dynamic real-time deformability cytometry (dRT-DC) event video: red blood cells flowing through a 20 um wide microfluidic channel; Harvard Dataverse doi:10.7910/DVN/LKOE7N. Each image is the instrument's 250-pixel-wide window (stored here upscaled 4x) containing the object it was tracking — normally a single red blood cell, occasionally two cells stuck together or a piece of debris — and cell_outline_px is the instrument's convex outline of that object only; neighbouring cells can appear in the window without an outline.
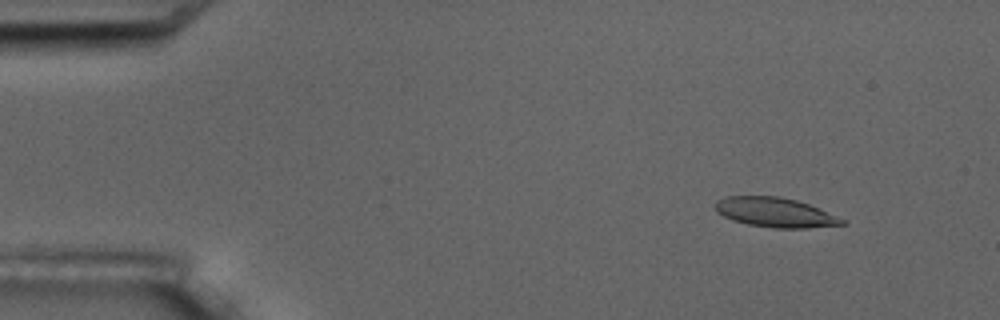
{"species": "common noctule bat (a hibernating species)", "species_latin": "Nyctalus noctula", "temperature_condition": "room temperature", "stored_images_in_passage": 5, "camera_frame_rate_fps": 3000, "um_per_image_px": 0.085, "animal": {"sex": "male", "body_mass_g": 17.5, "forearm_length_mm": 52.3}, "frame": {"image": 1, "passage_image": 2, "time_ms": 1.0, "image_size_px": [1000, 320], "cell_outline_px": [[848, 224], [808, 228], [772, 228], [748, 224], [732, 220], [716, 212], [716, 200], [728, 196], [780, 196], [796, 200], [808, 204], [848, 220]], "centroid_in_image_um": [65.93, 18.06], "position_along_channel_um": 19.1, "area_um2": 21.96}}
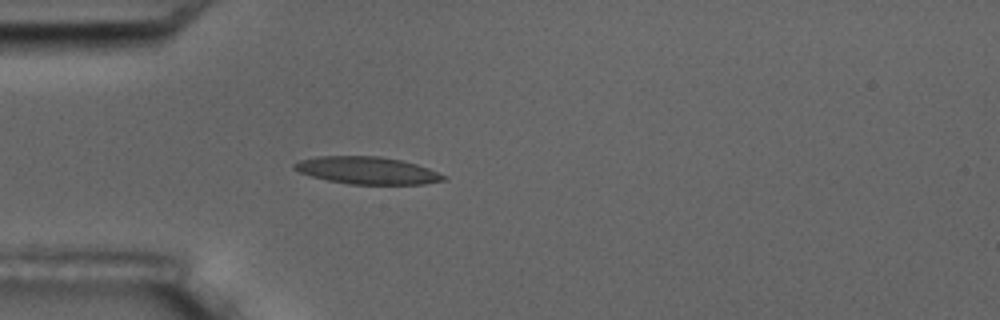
{"frame": {"image": 2, "passage_image": 5, "time_ms": 4.333, "image_size_px": [1000, 320], "cell_outline_px": [[448, 180], [424, 184], [348, 184], [328, 180], [312, 176], [300, 172], [292, 168], [292, 164], [300, 160], [316, 156], [380, 156], [400, 160], [416, 164], [428, 168], [448, 176]], "centroid_in_image_um": [31.23, 14.49], "position_along_channel_um": 53.8, "area_um2": 23.81}}